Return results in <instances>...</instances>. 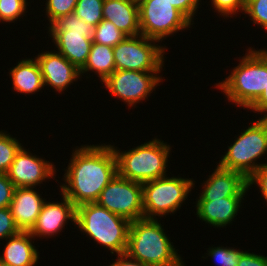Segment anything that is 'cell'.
Here are the masks:
<instances>
[{
  "label": "cell",
  "instance_id": "16",
  "mask_svg": "<svg viewBox=\"0 0 267 266\" xmlns=\"http://www.w3.org/2000/svg\"><path fill=\"white\" fill-rule=\"evenodd\" d=\"M205 182L199 199L244 197L249 190L248 179L243 174L218 165Z\"/></svg>",
  "mask_w": 267,
  "mask_h": 266
},
{
  "label": "cell",
  "instance_id": "36",
  "mask_svg": "<svg viewBox=\"0 0 267 266\" xmlns=\"http://www.w3.org/2000/svg\"><path fill=\"white\" fill-rule=\"evenodd\" d=\"M249 109L253 110V112H260V114L263 113L264 116L261 118L267 119V82L263 93Z\"/></svg>",
  "mask_w": 267,
  "mask_h": 266
},
{
  "label": "cell",
  "instance_id": "27",
  "mask_svg": "<svg viewBox=\"0 0 267 266\" xmlns=\"http://www.w3.org/2000/svg\"><path fill=\"white\" fill-rule=\"evenodd\" d=\"M78 0H47L46 15L50 25L59 17L74 13Z\"/></svg>",
  "mask_w": 267,
  "mask_h": 266
},
{
  "label": "cell",
  "instance_id": "3",
  "mask_svg": "<svg viewBox=\"0 0 267 266\" xmlns=\"http://www.w3.org/2000/svg\"><path fill=\"white\" fill-rule=\"evenodd\" d=\"M231 74L216 84L227 99L249 109L261 96L267 82V50L248 49Z\"/></svg>",
  "mask_w": 267,
  "mask_h": 266
},
{
  "label": "cell",
  "instance_id": "35",
  "mask_svg": "<svg viewBox=\"0 0 267 266\" xmlns=\"http://www.w3.org/2000/svg\"><path fill=\"white\" fill-rule=\"evenodd\" d=\"M237 266H267V256L244 251L239 258Z\"/></svg>",
  "mask_w": 267,
  "mask_h": 266
},
{
  "label": "cell",
  "instance_id": "4",
  "mask_svg": "<svg viewBox=\"0 0 267 266\" xmlns=\"http://www.w3.org/2000/svg\"><path fill=\"white\" fill-rule=\"evenodd\" d=\"M130 221L110 212L96 202L76 207L75 225L111 254H125L128 245Z\"/></svg>",
  "mask_w": 267,
  "mask_h": 266
},
{
  "label": "cell",
  "instance_id": "22",
  "mask_svg": "<svg viewBox=\"0 0 267 266\" xmlns=\"http://www.w3.org/2000/svg\"><path fill=\"white\" fill-rule=\"evenodd\" d=\"M116 70L113 47L92 43L90 53L85 65L80 69V74L92 71L98 74L100 81H105Z\"/></svg>",
  "mask_w": 267,
  "mask_h": 266
},
{
  "label": "cell",
  "instance_id": "23",
  "mask_svg": "<svg viewBox=\"0 0 267 266\" xmlns=\"http://www.w3.org/2000/svg\"><path fill=\"white\" fill-rule=\"evenodd\" d=\"M126 35L121 32L111 21L103 19L94 29L93 43L114 47L120 43Z\"/></svg>",
  "mask_w": 267,
  "mask_h": 266
},
{
  "label": "cell",
  "instance_id": "21",
  "mask_svg": "<svg viewBox=\"0 0 267 266\" xmlns=\"http://www.w3.org/2000/svg\"><path fill=\"white\" fill-rule=\"evenodd\" d=\"M12 88L19 93L34 94L44 88V80L38 61L35 59H22L10 69Z\"/></svg>",
  "mask_w": 267,
  "mask_h": 266
},
{
  "label": "cell",
  "instance_id": "31",
  "mask_svg": "<svg viewBox=\"0 0 267 266\" xmlns=\"http://www.w3.org/2000/svg\"><path fill=\"white\" fill-rule=\"evenodd\" d=\"M20 230L16 226L10 208L0 209V239H7L10 236L16 235Z\"/></svg>",
  "mask_w": 267,
  "mask_h": 266
},
{
  "label": "cell",
  "instance_id": "20",
  "mask_svg": "<svg viewBox=\"0 0 267 266\" xmlns=\"http://www.w3.org/2000/svg\"><path fill=\"white\" fill-rule=\"evenodd\" d=\"M32 238L34 237L29 231H20L8 237L0 261L11 266H35L39 252L32 244Z\"/></svg>",
  "mask_w": 267,
  "mask_h": 266
},
{
  "label": "cell",
  "instance_id": "34",
  "mask_svg": "<svg viewBox=\"0 0 267 266\" xmlns=\"http://www.w3.org/2000/svg\"><path fill=\"white\" fill-rule=\"evenodd\" d=\"M170 3L178 9L190 22H193V16L196 13L201 0H169Z\"/></svg>",
  "mask_w": 267,
  "mask_h": 266
},
{
  "label": "cell",
  "instance_id": "7",
  "mask_svg": "<svg viewBox=\"0 0 267 266\" xmlns=\"http://www.w3.org/2000/svg\"><path fill=\"white\" fill-rule=\"evenodd\" d=\"M48 29L49 36L58 48L57 52L80 70L90 53L95 26L71 13L59 17Z\"/></svg>",
  "mask_w": 267,
  "mask_h": 266
},
{
  "label": "cell",
  "instance_id": "12",
  "mask_svg": "<svg viewBox=\"0 0 267 266\" xmlns=\"http://www.w3.org/2000/svg\"><path fill=\"white\" fill-rule=\"evenodd\" d=\"M158 73L115 70L103 83L112 96L122 99L129 107H133L141 100L147 99L163 80L161 76H157Z\"/></svg>",
  "mask_w": 267,
  "mask_h": 266
},
{
  "label": "cell",
  "instance_id": "24",
  "mask_svg": "<svg viewBox=\"0 0 267 266\" xmlns=\"http://www.w3.org/2000/svg\"><path fill=\"white\" fill-rule=\"evenodd\" d=\"M104 0H78L74 13L87 24L97 26L103 20Z\"/></svg>",
  "mask_w": 267,
  "mask_h": 266
},
{
  "label": "cell",
  "instance_id": "11",
  "mask_svg": "<svg viewBox=\"0 0 267 266\" xmlns=\"http://www.w3.org/2000/svg\"><path fill=\"white\" fill-rule=\"evenodd\" d=\"M96 203L130 222L144 218L142 183L118 174L101 191Z\"/></svg>",
  "mask_w": 267,
  "mask_h": 266
},
{
  "label": "cell",
  "instance_id": "15",
  "mask_svg": "<svg viewBox=\"0 0 267 266\" xmlns=\"http://www.w3.org/2000/svg\"><path fill=\"white\" fill-rule=\"evenodd\" d=\"M63 201L60 202H44L41 212L37 217L35 225L29 233L35 238L46 236H54L61 232L67 221L75 223L76 207L73 202L64 194H60Z\"/></svg>",
  "mask_w": 267,
  "mask_h": 266
},
{
  "label": "cell",
  "instance_id": "28",
  "mask_svg": "<svg viewBox=\"0 0 267 266\" xmlns=\"http://www.w3.org/2000/svg\"><path fill=\"white\" fill-rule=\"evenodd\" d=\"M208 255L215 259L221 266H237L239 258L244 251H240L230 247H211Z\"/></svg>",
  "mask_w": 267,
  "mask_h": 266
},
{
  "label": "cell",
  "instance_id": "33",
  "mask_svg": "<svg viewBox=\"0 0 267 266\" xmlns=\"http://www.w3.org/2000/svg\"><path fill=\"white\" fill-rule=\"evenodd\" d=\"M259 186L261 195L267 202V163L260 166L249 178L248 187L250 188L253 184Z\"/></svg>",
  "mask_w": 267,
  "mask_h": 266
},
{
  "label": "cell",
  "instance_id": "38",
  "mask_svg": "<svg viewBox=\"0 0 267 266\" xmlns=\"http://www.w3.org/2000/svg\"><path fill=\"white\" fill-rule=\"evenodd\" d=\"M0 266H11V265H8V264H5V263H2V262L0 261Z\"/></svg>",
  "mask_w": 267,
  "mask_h": 266
},
{
  "label": "cell",
  "instance_id": "6",
  "mask_svg": "<svg viewBox=\"0 0 267 266\" xmlns=\"http://www.w3.org/2000/svg\"><path fill=\"white\" fill-rule=\"evenodd\" d=\"M267 153V119L260 118L241 132L218 166L243 174L247 179L263 164L255 163Z\"/></svg>",
  "mask_w": 267,
  "mask_h": 266
},
{
  "label": "cell",
  "instance_id": "19",
  "mask_svg": "<svg viewBox=\"0 0 267 266\" xmlns=\"http://www.w3.org/2000/svg\"><path fill=\"white\" fill-rule=\"evenodd\" d=\"M103 19L111 21L126 36L140 35L137 0H104Z\"/></svg>",
  "mask_w": 267,
  "mask_h": 266
},
{
  "label": "cell",
  "instance_id": "2",
  "mask_svg": "<svg viewBox=\"0 0 267 266\" xmlns=\"http://www.w3.org/2000/svg\"><path fill=\"white\" fill-rule=\"evenodd\" d=\"M157 219L130 223L126 254L150 266H185Z\"/></svg>",
  "mask_w": 267,
  "mask_h": 266
},
{
  "label": "cell",
  "instance_id": "26",
  "mask_svg": "<svg viewBox=\"0 0 267 266\" xmlns=\"http://www.w3.org/2000/svg\"><path fill=\"white\" fill-rule=\"evenodd\" d=\"M27 0H0V21L15 22L24 15Z\"/></svg>",
  "mask_w": 267,
  "mask_h": 266
},
{
  "label": "cell",
  "instance_id": "14",
  "mask_svg": "<svg viewBox=\"0 0 267 266\" xmlns=\"http://www.w3.org/2000/svg\"><path fill=\"white\" fill-rule=\"evenodd\" d=\"M41 69L44 86L49 85L58 93L77 81L80 70L59 52L44 51L35 57Z\"/></svg>",
  "mask_w": 267,
  "mask_h": 266
},
{
  "label": "cell",
  "instance_id": "5",
  "mask_svg": "<svg viewBox=\"0 0 267 266\" xmlns=\"http://www.w3.org/2000/svg\"><path fill=\"white\" fill-rule=\"evenodd\" d=\"M112 147L116 155L118 175L122 178L145 183L167 176L166 167L171 147L164 141L155 138L127 152Z\"/></svg>",
  "mask_w": 267,
  "mask_h": 266
},
{
  "label": "cell",
  "instance_id": "32",
  "mask_svg": "<svg viewBox=\"0 0 267 266\" xmlns=\"http://www.w3.org/2000/svg\"><path fill=\"white\" fill-rule=\"evenodd\" d=\"M15 188L7 173H0V209L10 207Z\"/></svg>",
  "mask_w": 267,
  "mask_h": 266
},
{
  "label": "cell",
  "instance_id": "29",
  "mask_svg": "<svg viewBox=\"0 0 267 266\" xmlns=\"http://www.w3.org/2000/svg\"><path fill=\"white\" fill-rule=\"evenodd\" d=\"M244 13L267 31V0H246Z\"/></svg>",
  "mask_w": 267,
  "mask_h": 266
},
{
  "label": "cell",
  "instance_id": "25",
  "mask_svg": "<svg viewBox=\"0 0 267 266\" xmlns=\"http://www.w3.org/2000/svg\"><path fill=\"white\" fill-rule=\"evenodd\" d=\"M23 145L6 132L0 131V173H7L16 153Z\"/></svg>",
  "mask_w": 267,
  "mask_h": 266
},
{
  "label": "cell",
  "instance_id": "37",
  "mask_svg": "<svg viewBox=\"0 0 267 266\" xmlns=\"http://www.w3.org/2000/svg\"><path fill=\"white\" fill-rule=\"evenodd\" d=\"M117 257V261L113 262L109 266H150L144 264L143 262L130 258L126 253L118 254Z\"/></svg>",
  "mask_w": 267,
  "mask_h": 266
},
{
  "label": "cell",
  "instance_id": "13",
  "mask_svg": "<svg viewBox=\"0 0 267 266\" xmlns=\"http://www.w3.org/2000/svg\"><path fill=\"white\" fill-rule=\"evenodd\" d=\"M55 166L42 158L32 155L21 147L16 153L7 175L16 188L36 187L44 180L54 178Z\"/></svg>",
  "mask_w": 267,
  "mask_h": 266
},
{
  "label": "cell",
  "instance_id": "9",
  "mask_svg": "<svg viewBox=\"0 0 267 266\" xmlns=\"http://www.w3.org/2000/svg\"><path fill=\"white\" fill-rule=\"evenodd\" d=\"M158 41L142 34L126 36L113 47L116 70L161 72L164 66L165 47L155 44Z\"/></svg>",
  "mask_w": 267,
  "mask_h": 266
},
{
  "label": "cell",
  "instance_id": "30",
  "mask_svg": "<svg viewBox=\"0 0 267 266\" xmlns=\"http://www.w3.org/2000/svg\"><path fill=\"white\" fill-rule=\"evenodd\" d=\"M211 2L215 10L224 17H232L240 10L243 12L246 5V0H211Z\"/></svg>",
  "mask_w": 267,
  "mask_h": 266
},
{
  "label": "cell",
  "instance_id": "10",
  "mask_svg": "<svg viewBox=\"0 0 267 266\" xmlns=\"http://www.w3.org/2000/svg\"><path fill=\"white\" fill-rule=\"evenodd\" d=\"M140 33L158 42L188 29L191 22L169 0H139Z\"/></svg>",
  "mask_w": 267,
  "mask_h": 266
},
{
  "label": "cell",
  "instance_id": "17",
  "mask_svg": "<svg viewBox=\"0 0 267 266\" xmlns=\"http://www.w3.org/2000/svg\"><path fill=\"white\" fill-rule=\"evenodd\" d=\"M45 200L34 187L15 188L9 208L20 231L32 229Z\"/></svg>",
  "mask_w": 267,
  "mask_h": 266
},
{
  "label": "cell",
  "instance_id": "1",
  "mask_svg": "<svg viewBox=\"0 0 267 266\" xmlns=\"http://www.w3.org/2000/svg\"><path fill=\"white\" fill-rule=\"evenodd\" d=\"M78 148L73 150L65 169V184L60 185L61 193L75 207L96 202L101 191L118 174L112 145H82Z\"/></svg>",
  "mask_w": 267,
  "mask_h": 266
},
{
  "label": "cell",
  "instance_id": "18",
  "mask_svg": "<svg viewBox=\"0 0 267 266\" xmlns=\"http://www.w3.org/2000/svg\"><path fill=\"white\" fill-rule=\"evenodd\" d=\"M244 200L243 197H225L218 199H197L196 215L200 220L215 228L226 227L236 217Z\"/></svg>",
  "mask_w": 267,
  "mask_h": 266
},
{
  "label": "cell",
  "instance_id": "8",
  "mask_svg": "<svg viewBox=\"0 0 267 266\" xmlns=\"http://www.w3.org/2000/svg\"><path fill=\"white\" fill-rule=\"evenodd\" d=\"M195 183L182 177H161L142 183L144 218L157 219L182 206Z\"/></svg>",
  "mask_w": 267,
  "mask_h": 266
}]
</instances>
